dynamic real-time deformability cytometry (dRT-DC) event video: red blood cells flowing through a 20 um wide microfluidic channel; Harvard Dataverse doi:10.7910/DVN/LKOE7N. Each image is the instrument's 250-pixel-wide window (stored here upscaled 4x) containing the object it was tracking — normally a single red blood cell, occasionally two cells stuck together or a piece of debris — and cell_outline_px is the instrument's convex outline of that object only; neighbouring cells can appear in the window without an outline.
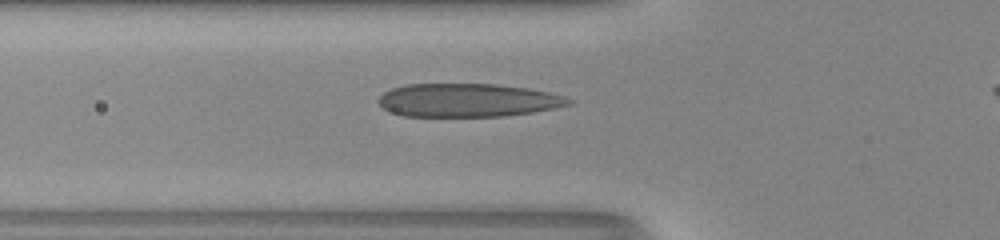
{"species": "human", "species_latin": "Homo sapiens", "temperature_condition": "room temperature", "stored_images_in_passage": 37, "camera_frame_rate_fps": 3000, "um_per_image_px": 0.085, "donor": {"sex": "male"}, "frame": {"image": 1, "passage_image": 7, "time_ms": 2.0, "image_size_px": [1000, 240], "cell_outline_px": [[576, 100], [572, 104], [532, 112], [504, 116], [404, 116], [392, 112], [384, 108], [376, 100], [384, 92], [392, 88], [404, 84], [496, 84], [528, 88], [548, 92], [564, 96]], "centroid_in_image_um": [39.77, 8.51], "position_along_channel_um": 86.0, "area_um2": 36.99}}
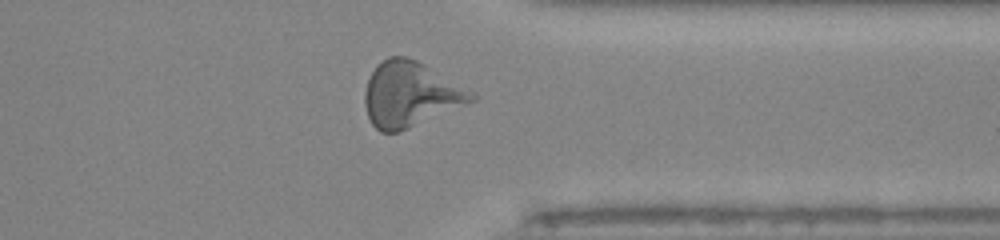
{"frame": {"image": 2, "passage_image": 29, "time_ms": 9.333, "image_size_px": [1000, 240], "cell_outline_px": [[476, 100], [400, 132], [380, 132], [372, 124], [368, 116], [364, 104], [364, 92], [368, 80], [376, 64], [388, 56], [408, 56], [424, 64], [476, 92]], "centroid_in_image_um": [34.88, 8.01], "position_along_channel_um": 376.5, "area_um2": 40.63}}
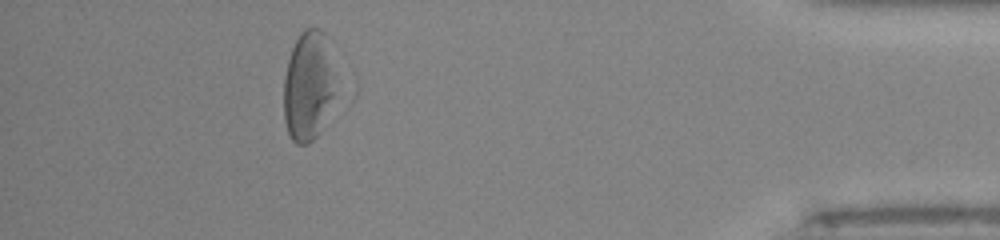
{"frame": {"image": 3, "passage_image": 35, "time_ms": 11.333, "image_size_px": [1000, 240], "cell_outline_px": [[332, 96], [320, 132], [308, 144], [296, 144], [292, 140], [288, 132], [284, 120], [284, 76], [288, 60], [292, 48], [300, 32], [304, 28], [320, 28], [328, 36], [332, 92]], "centroid_in_image_um": [26.14, 7.28], "position_along_channel_um": 409.1, "area_um2": 32.37}, "authors_computed_cell_mechanics": {"area_um2": 36.6452, "velocity_mm_per_s": 4.007, "shape_relaxation_time_tau1_ms": 4.4146, "shape_relaxation_time_tau2_ms": 1.4193, "deformation_change_tau1": 0.1734, "deformation_change_tau2": 0.1086}}